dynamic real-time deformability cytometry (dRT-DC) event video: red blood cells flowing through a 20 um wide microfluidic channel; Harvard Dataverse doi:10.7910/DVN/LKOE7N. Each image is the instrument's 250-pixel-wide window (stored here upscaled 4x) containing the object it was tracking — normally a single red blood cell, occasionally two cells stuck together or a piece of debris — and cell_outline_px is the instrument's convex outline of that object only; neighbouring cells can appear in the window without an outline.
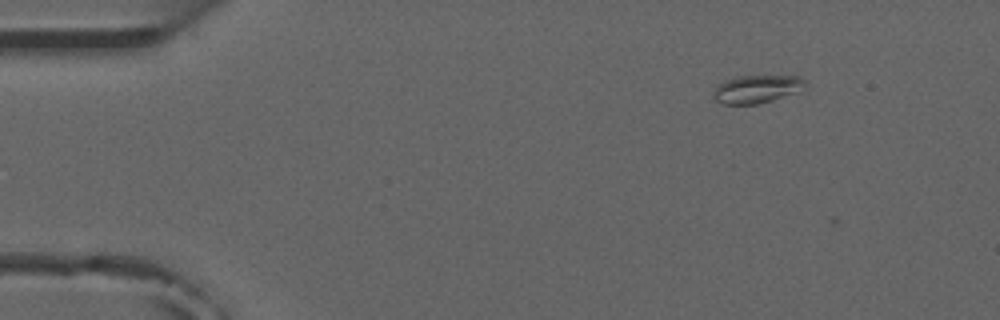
{"species": "common noctule bat (a hibernating species)", "species_latin": "Nyctalus noctula", "temperature_condition": "room temperature", "stored_images_in_passage": 6, "camera_frame_rate_fps": 3000, "um_per_image_px": 0.085, "animal": {"sex": "male", "forearm_length_mm": 52.5}, "frame": {"image": 1, "passage_image": 2, "time_ms": 2.0, "image_size_px": [1000, 320], "cell_outline_px": [[808, 84], [792, 92], [772, 100], [756, 104], [724, 104], [716, 100], [712, 96], [712, 92], [720, 84], [728, 80], [740, 76], [800, 76]], "centroid_in_image_um": [64.29, 7.57], "position_along_channel_um": 20.7, "area_um2": 14.45}}
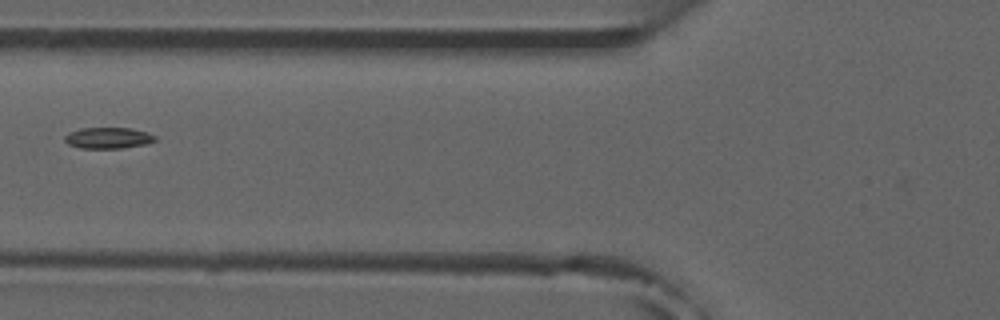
{"frame": {"image": 2, "passage_image": 6, "time_ms": 6.667, "image_size_px": [1000, 320], "cell_outline_px": [[156, 140], [148, 144], [120, 148], [80, 148], [68, 144], [64, 140], [64, 136], [68, 132], [80, 128], [132, 128], [148, 132], [156, 136]], "centroid_in_image_um": [9.2, 11.72], "position_along_channel_um": 116.6, "area_um2": 11.27}}